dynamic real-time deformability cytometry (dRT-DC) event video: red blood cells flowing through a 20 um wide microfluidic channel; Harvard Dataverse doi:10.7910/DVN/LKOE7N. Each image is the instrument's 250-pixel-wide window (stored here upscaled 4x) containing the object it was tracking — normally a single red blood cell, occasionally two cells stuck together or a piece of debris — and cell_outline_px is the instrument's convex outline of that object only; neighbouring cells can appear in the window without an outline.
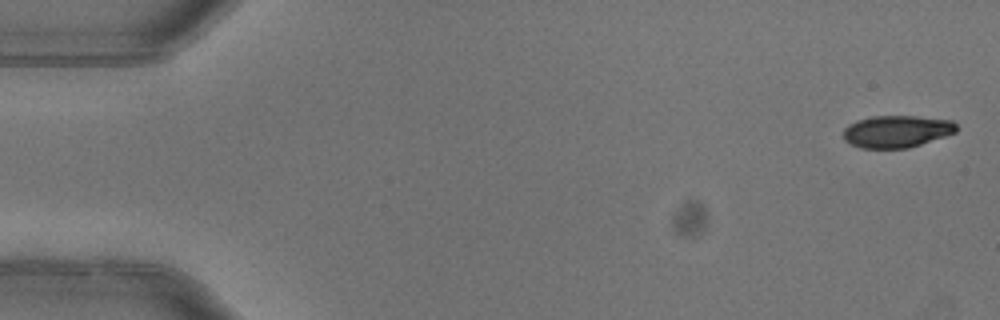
{"species": "common noctule bat (a hibernating species)", "species_latin": "Nyctalus noctula", "temperature_condition": "warm", "stored_images_in_passage": 5, "camera_frame_rate_fps": 3000, "um_per_image_px": 0.085, "animal": {"sex": "female"}, "frame": {"image": 1, "passage_image": 1, "time_ms": 0.0, "image_size_px": [1000, 320], "cell_outline_px": [[956, 132], [908, 148], [860, 148], [844, 140], [844, 128], [848, 124], [856, 120], [872, 116], [916, 116], [952, 120], [956, 124]], "centroid_in_image_um": [76.19, 11.16], "position_along_channel_um": 8.8, "area_um2": 21.1}}
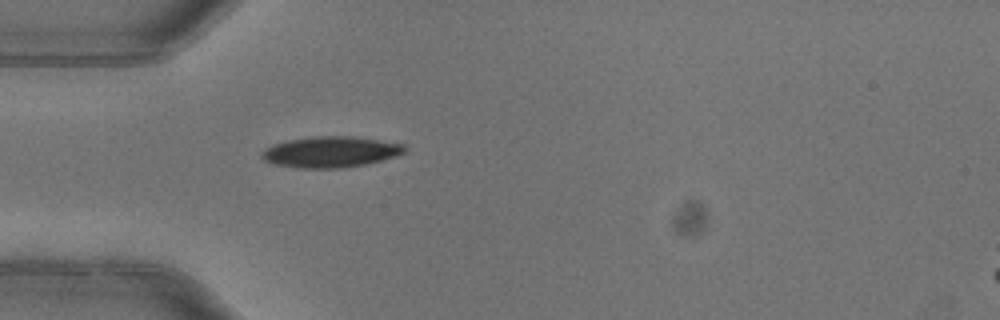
{"frame": {"image": 2, "passage_image": 5, "time_ms": 1.333, "image_size_px": [1000, 320], "cell_outline_px": [[404, 152], [396, 156], [364, 164], [344, 168], [296, 168], [276, 164], [264, 160], [260, 156], [268, 148], [276, 144], [288, 140], [316, 136], [348, 136], [404, 144]], "centroid_in_image_um": [28.1, 12.92], "position_along_channel_um": 56.9, "area_um2": 25.2}}